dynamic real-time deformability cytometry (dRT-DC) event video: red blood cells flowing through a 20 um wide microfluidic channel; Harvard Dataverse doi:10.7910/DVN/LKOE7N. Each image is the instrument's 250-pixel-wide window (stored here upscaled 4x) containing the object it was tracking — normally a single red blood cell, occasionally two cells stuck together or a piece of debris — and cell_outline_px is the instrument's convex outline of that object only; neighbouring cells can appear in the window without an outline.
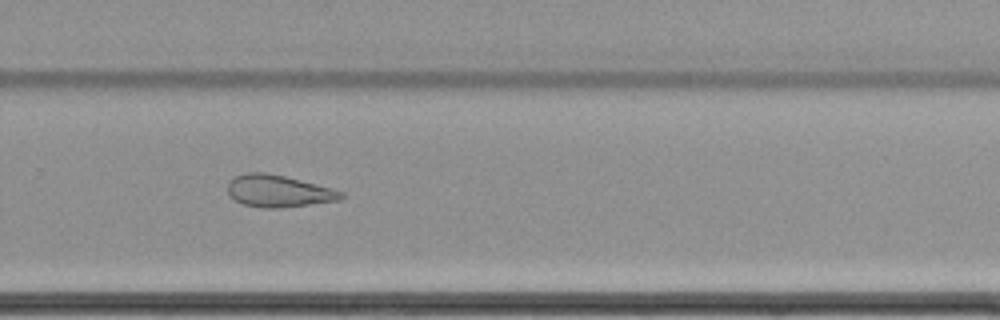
{"species": "common noctule bat (a hibernating species)", "species_latin": "Nyctalus noctula", "temperature_condition": "cold", "stored_images_in_passage": 17, "camera_frame_rate_fps": 3000, "um_per_image_px": 0.085, "animal": {"sex": "female", "body_mass_g": 22.7, "forearm_length_mm": 54.2}, "frame": {"image": 1, "passage_image": 12, "time_ms": 3.667, "image_size_px": [1000, 320], "cell_outline_px": [[344, 196], [340, 200], [280, 208], [260, 208], [244, 204], [228, 196], [228, 180], [244, 172], [264, 172], [284, 176], [332, 188], [344, 192]], "centroid_in_image_um": [23.64, 16.24], "position_along_channel_um": 306.2, "area_um2": 21.21}}